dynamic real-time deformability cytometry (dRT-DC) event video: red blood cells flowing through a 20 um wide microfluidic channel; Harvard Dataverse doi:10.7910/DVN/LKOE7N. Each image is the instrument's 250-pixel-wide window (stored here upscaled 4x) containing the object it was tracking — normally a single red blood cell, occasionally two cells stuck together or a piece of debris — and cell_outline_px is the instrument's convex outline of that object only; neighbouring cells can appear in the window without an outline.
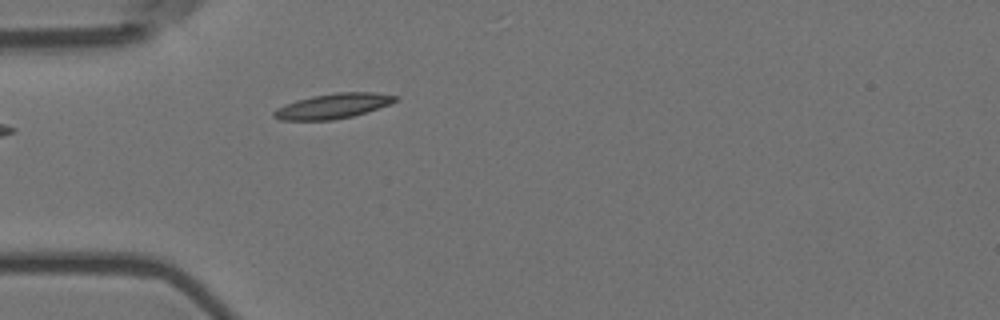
{"species": "Egyptian fruit bat (a non-hibernating species)", "species_latin": "Rousettus aegyptiacus", "temperature_condition": "room temperature", "stored_images_in_passage": 2, "camera_frame_rate_fps": 3000, "um_per_image_px": 0.085, "animal": {"sex": "female"}, "frame": {"image": 1, "passage_image": 2, "time_ms": 0.333, "image_size_px": [1000, 320], "cell_outline_px": [[400, 96], [396, 100], [388, 104], [352, 116], [332, 120], [280, 120], [272, 116], [272, 112], [276, 108], [284, 104], [296, 100], [312, 96], [336, 92], [376, 92]], "centroid_in_image_um": [28.25, 9.0], "position_along_channel_um": 56.8, "area_um2": 17.63}}